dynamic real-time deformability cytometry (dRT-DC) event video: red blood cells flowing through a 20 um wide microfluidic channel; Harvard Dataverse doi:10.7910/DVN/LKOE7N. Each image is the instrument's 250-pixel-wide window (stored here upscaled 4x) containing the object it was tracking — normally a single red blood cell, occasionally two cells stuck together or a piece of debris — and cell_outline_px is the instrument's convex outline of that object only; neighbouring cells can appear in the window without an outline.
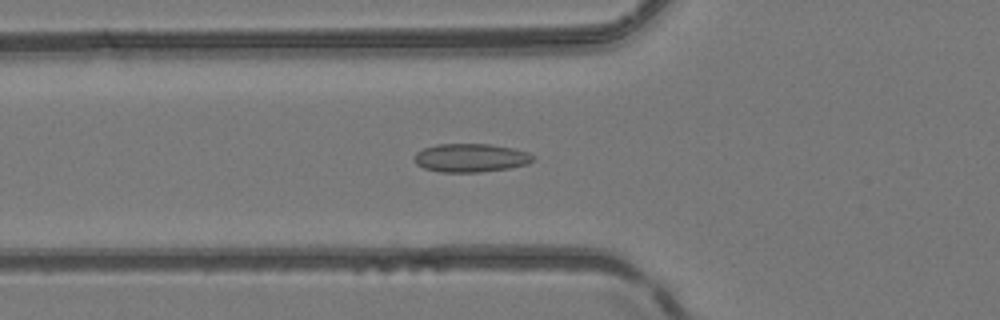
{"species": "common noctule bat (a hibernating species)", "species_latin": "Nyctalus noctula", "temperature_condition": "room temperature", "stored_images_in_passage": 47, "camera_frame_rate_fps": 3000, "um_per_image_px": 0.085, "animal": {"sex": "female", "body_mass_g": 24.6, "forearm_length_mm": 56.2}, "frame": {"image": 1, "passage_image": 19, "time_ms": 6.0, "image_size_px": [1000, 320], "cell_outline_px": [[532, 160], [528, 164], [508, 168], [480, 172], [440, 172], [424, 168], [416, 164], [416, 152], [424, 148], [436, 144], [488, 144], [512, 148], [528, 152], [532, 156]], "centroid_in_image_um": [39.99, 13.42], "position_along_channel_um": 85.8, "area_um2": 19.48}}
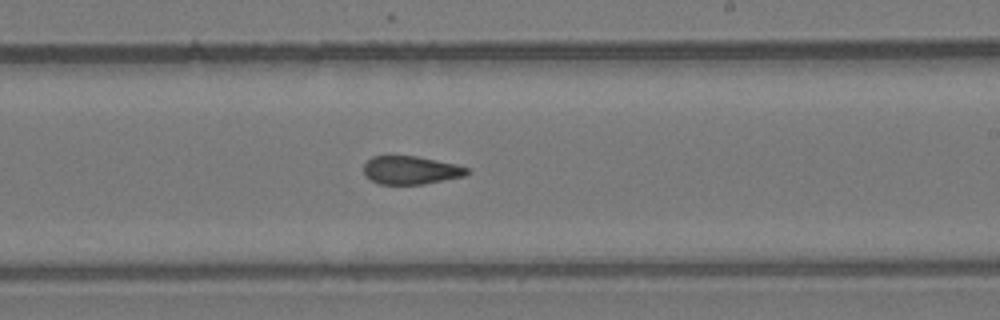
{"frame": {"image": 2, "passage_image": 31, "time_ms": 10.0, "image_size_px": [1000, 320], "cell_outline_px": [[472, 172], [464, 176], [424, 184], [380, 184], [372, 180], [364, 172], [364, 164], [372, 156], [416, 156], [456, 164], [468, 168]], "centroid_in_image_um": [34.95, 14.46], "position_along_channel_um": 254.0, "area_um2": 16.88}}
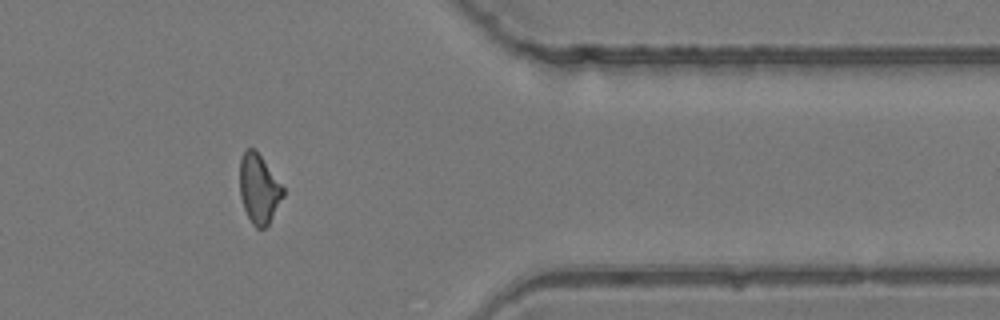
{"frame": {"image": 3, "passage_image": 42, "time_ms": 13.667, "image_size_px": [1000, 320], "cell_outline_px": [[284, 196], [268, 224], [264, 228], [256, 228], [252, 224], [244, 208], [240, 196], [240, 160], [244, 152], [248, 148], [252, 148], [260, 156], [284, 188]], "centroid_in_image_um": [22.0, 16.08], "position_along_channel_um": 389.4, "area_um2": 17.11}}